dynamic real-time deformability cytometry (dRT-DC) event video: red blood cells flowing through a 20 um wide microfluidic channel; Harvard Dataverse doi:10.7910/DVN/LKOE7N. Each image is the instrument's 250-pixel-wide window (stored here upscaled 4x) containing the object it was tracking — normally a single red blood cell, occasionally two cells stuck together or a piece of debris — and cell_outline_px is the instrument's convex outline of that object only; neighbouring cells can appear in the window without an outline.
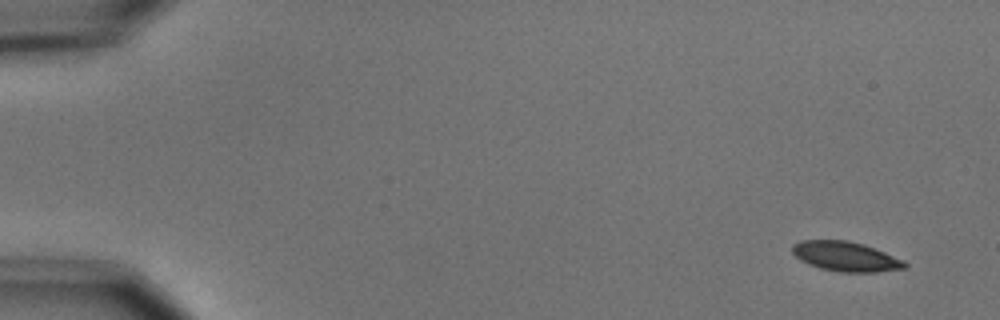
{"species": "common noctule bat (a hibernating species)", "species_latin": "Nyctalus noctula", "temperature_condition": "cold", "stored_images_in_passage": 5, "camera_frame_rate_fps": 3000, "um_per_image_px": 0.085, "animal": {"sex": "male", "body_mass_g": 15.6}, "frame": {"image": 1, "passage_image": 1, "time_ms": 0.0, "image_size_px": [1000, 320], "cell_outline_px": [[908, 264], [904, 268], [876, 272], [840, 272], [820, 268], [808, 264], [800, 260], [792, 252], [792, 244], [800, 240], [848, 240], [864, 244], [904, 260]], "centroid_in_image_um": [71.86, 21.79], "position_along_channel_um": 13.1, "area_um2": 19.48}}
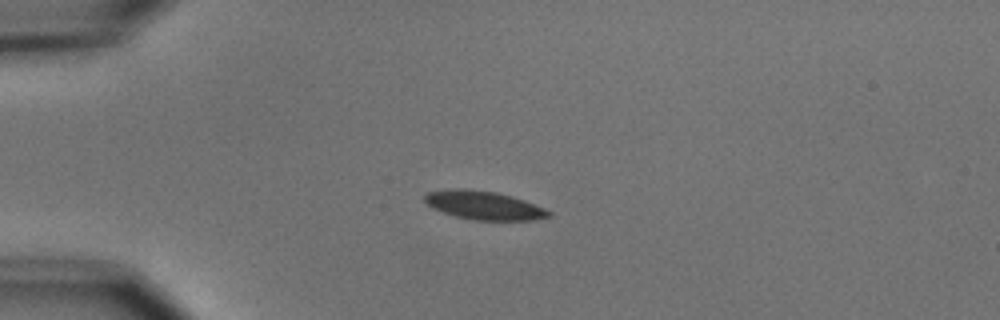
{"frame": {"image": 2, "passage_image": 4, "time_ms": 3.667, "image_size_px": [1000, 320], "cell_outline_px": [[552, 216], [532, 220], [472, 220], [456, 216], [432, 208], [424, 200], [424, 196], [428, 192], [456, 188], [464, 188], [496, 192], [512, 196], [524, 200], [544, 208], [552, 212]], "centroid_in_image_um": [41.15, 17.45], "position_along_channel_um": 43.9, "area_um2": 20.58}}